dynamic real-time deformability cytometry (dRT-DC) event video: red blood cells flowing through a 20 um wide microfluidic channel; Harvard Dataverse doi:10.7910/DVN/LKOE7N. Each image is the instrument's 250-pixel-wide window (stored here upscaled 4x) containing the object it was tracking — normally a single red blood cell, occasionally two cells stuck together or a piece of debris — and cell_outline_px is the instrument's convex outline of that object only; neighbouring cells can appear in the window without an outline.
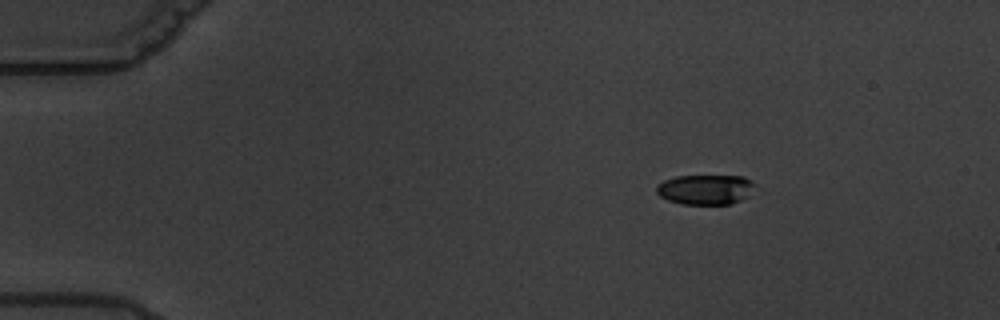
{"species": "common noctule bat (a hibernating species)", "species_latin": "Nyctalus noctula", "temperature_condition": "warm", "stored_images_in_passage": 5, "camera_frame_rate_fps": 3000, "um_per_image_px": 0.085, "animal": {"sex": "male", "body_mass_g": 19.5, "forearm_length_mm": 54.6}, "frame": {"image": 1, "passage_image": 1, "time_ms": 0.0, "image_size_px": [1000, 320], "cell_outline_px": [[756, 184], [740, 200], [732, 204], [680, 204], [668, 200], [660, 196], [656, 192], [656, 188], [664, 180], [676, 176], [744, 176], [752, 180]], "centroid_in_image_um": [59.93, 16.1], "position_along_channel_um": 25.1, "area_um2": 16.99}}
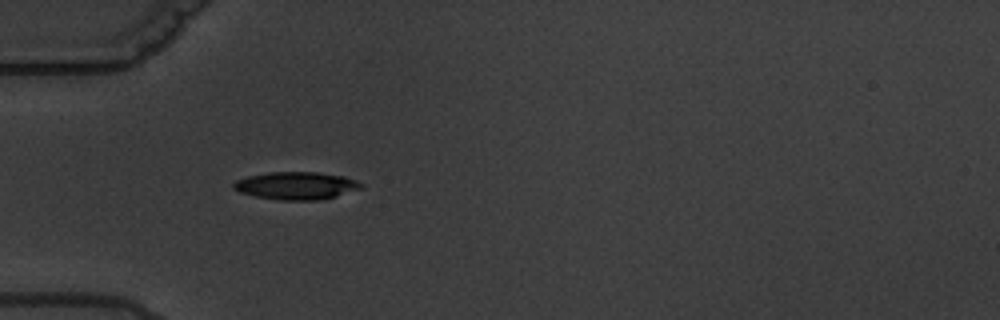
{"frame": {"image": 2, "passage_image": 4, "time_ms": 3.333, "image_size_px": [1000, 320], "cell_outline_px": [[364, 188], [336, 196], [320, 200], [280, 200], [256, 196], [240, 192], [232, 188], [232, 184], [236, 180], [248, 176], [268, 172], [316, 172], [344, 176], [356, 180], [364, 184]], "centroid_in_image_um": [25.21, 15.78], "position_along_channel_um": 59.8, "area_um2": 20.63}}